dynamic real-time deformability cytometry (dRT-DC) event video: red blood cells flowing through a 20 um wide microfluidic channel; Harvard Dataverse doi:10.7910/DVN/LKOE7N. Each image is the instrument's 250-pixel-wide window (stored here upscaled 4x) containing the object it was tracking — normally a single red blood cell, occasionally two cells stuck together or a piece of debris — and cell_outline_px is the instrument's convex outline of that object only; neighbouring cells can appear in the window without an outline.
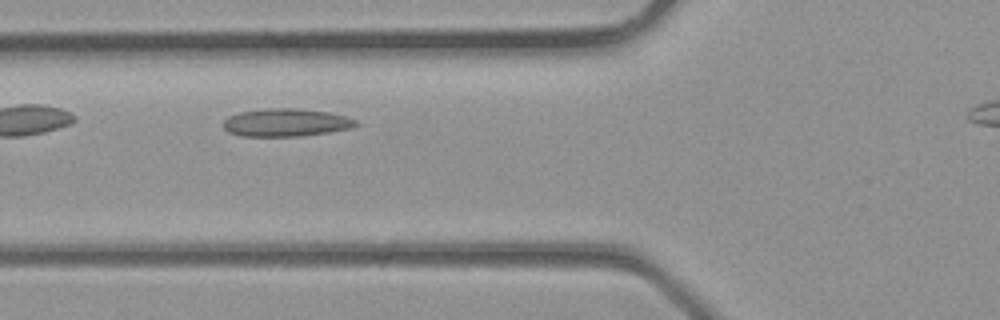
{"species": "common noctule bat (a hibernating species)", "species_latin": "Nyctalus noctula", "temperature_condition": "room temperature", "stored_images_in_passage": 4, "camera_frame_rate_fps": 3000, "um_per_image_px": 0.085, "animal": {"sex": "male", "body_mass_g": 23.1, "forearm_length_mm": 52.7}, "frame": {"image": 1, "passage_image": 3, "time_ms": 0.667, "image_size_px": [1000, 320], "cell_outline_px": [[360, 124], [352, 128], [328, 132], [300, 136], [240, 136], [228, 132], [224, 128], [224, 120], [228, 116], [240, 112], [264, 108], [296, 108], [328, 112], [344, 116], [356, 120]], "centroid_in_image_um": [24.3, 10.41], "position_along_channel_um": 101.5, "area_um2": 21.56}}
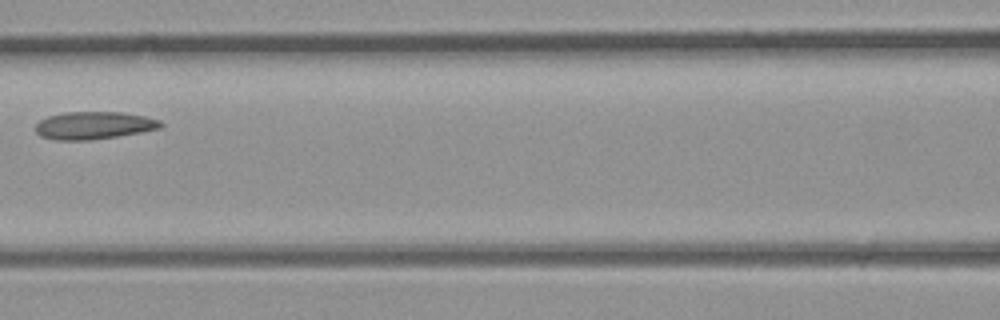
{"frame": {"image": 2, "passage_image": 4, "time_ms": 1.0, "image_size_px": [1000, 320], "cell_outline_px": [[164, 124], [160, 128], [140, 132], [116, 136], [88, 140], [56, 140], [40, 136], [36, 132], [36, 124], [40, 120], [48, 116], [64, 112], [124, 112], [144, 116], [160, 120]], "centroid_in_image_um": [7.97, 10.65], "position_along_channel_um": 158.6, "area_um2": 20.06}}